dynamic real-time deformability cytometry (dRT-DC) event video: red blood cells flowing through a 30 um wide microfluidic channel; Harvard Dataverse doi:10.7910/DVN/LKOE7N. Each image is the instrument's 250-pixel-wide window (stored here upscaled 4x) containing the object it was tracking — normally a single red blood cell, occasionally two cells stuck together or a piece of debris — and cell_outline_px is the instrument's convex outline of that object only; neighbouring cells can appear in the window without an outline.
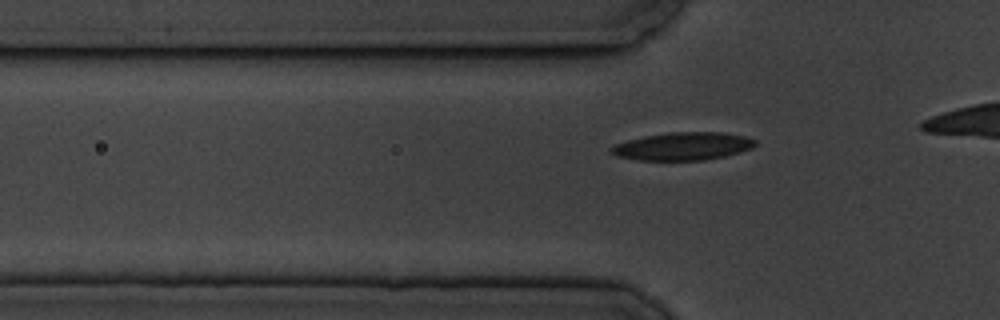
{"species": "common noctule bat (a hibernating species)", "species_latin": "Nyctalus noctula", "temperature_condition": "cold", "stored_images_in_passage": 6, "segment_of_instrument_passage": [2, 2], "camera_frame_rate_fps": 3000, "um_per_image_px": 0.085, "animal": {"sex": "male", "body_mass_g": 19.5, "forearm_length_mm": 54.6}, "frame": {"image": 1, "passage_image": 6, "time_ms": 6.0, "image_size_px": [1000, 320], "cell_outline_px": [[756, 144], [752, 148], [740, 152], [724, 156], [704, 160], [640, 160], [616, 156], [608, 152], [608, 148], [612, 144], [644, 136], [668, 132], [724, 132], [744, 136], [756, 140]], "centroid_in_image_um": [57.99, 12.43], "position_along_channel_um": 67.8, "area_um2": 23.58}}